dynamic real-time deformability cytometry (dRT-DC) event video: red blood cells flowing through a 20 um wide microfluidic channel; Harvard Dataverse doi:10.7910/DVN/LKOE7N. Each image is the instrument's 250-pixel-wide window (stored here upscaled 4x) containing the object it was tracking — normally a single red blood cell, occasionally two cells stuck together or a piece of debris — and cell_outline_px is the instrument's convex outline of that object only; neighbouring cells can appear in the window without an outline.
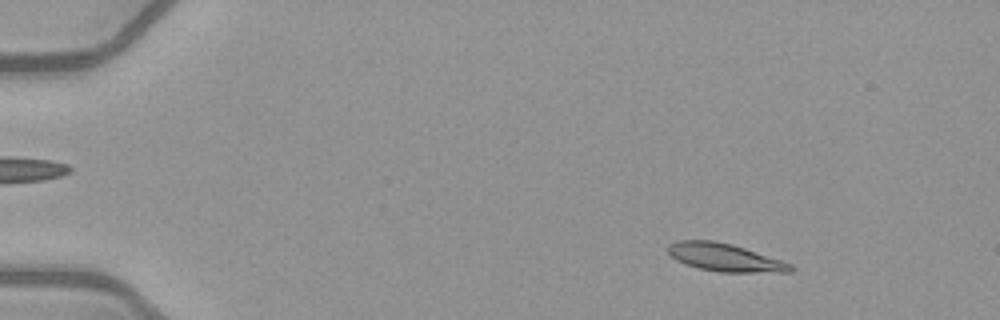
{"species": "common noctule bat (a hibernating species)", "species_latin": "Nyctalus noctula", "temperature_condition": "warm", "stored_images_in_passage": 51, "camera_frame_rate_fps": 3000, "um_per_image_px": 0.085, "animal": {"sex": "female", "body_mass_g": 21.9}, "frame": {"image": 1, "passage_image": 7, "time_ms": 2.0, "image_size_px": [1000, 320], "cell_outline_px": [[796, 268], [792, 272], [720, 272], [700, 268], [676, 260], [668, 252], [668, 244], [676, 240], [716, 240], [732, 244], [792, 264]], "centroid_in_image_um": [61.62, 21.87], "position_along_channel_um": 23.4, "area_um2": 19.77}}
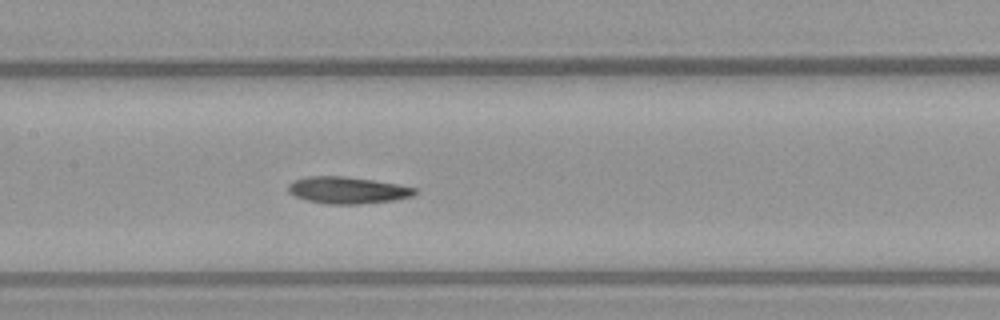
{"frame": {"image": 2, "passage_image": 26, "time_ms": 8.333, "image_size_px": [1000, 320], "cell_outline_px": [[416, 192], [412, 196], [392, 200], [360, 204], [328, 204], [308, 200], [296, 196], [288, 192], [288, 184], [292, 180], [304, 176], [344, 176], [372, 180], [396, 184], [416, 188]], "centroid_in_image_um": [29.48, 16.15], "position_along_channel_um": 177.9, "area_um2": 19.65}}
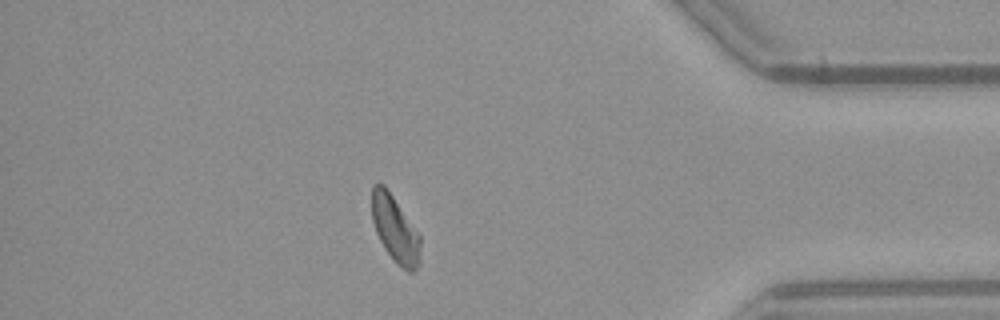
{"frame": {"image": 3, "passage_image": 45, "time_ms": 14.667, "image_size_px": [1000, 320], "cell_outline_px": [[420, 244], [416, 268], [412, 272], [408, 272], [396, 264], [392, 260], [384, 248], [376, 232], [372, 220], [372, 184], [384, 184], [420, 236]], "centroid_in_image_um": [33.54, 19.48], "position_along_channel_um": 401.7, "area_um2": 18.38}, "authors_computed_cell_mechanics": {"area_um2": 19.4208, "velocity_mm_per_s": 4.0598, "shape_relaxation_time_tau1_ms": 4.7338, "shape_relaxation_time_tau2_ms": null, "deformation_change_tau1": 0.1596, "deformation_change_tau2": null}}